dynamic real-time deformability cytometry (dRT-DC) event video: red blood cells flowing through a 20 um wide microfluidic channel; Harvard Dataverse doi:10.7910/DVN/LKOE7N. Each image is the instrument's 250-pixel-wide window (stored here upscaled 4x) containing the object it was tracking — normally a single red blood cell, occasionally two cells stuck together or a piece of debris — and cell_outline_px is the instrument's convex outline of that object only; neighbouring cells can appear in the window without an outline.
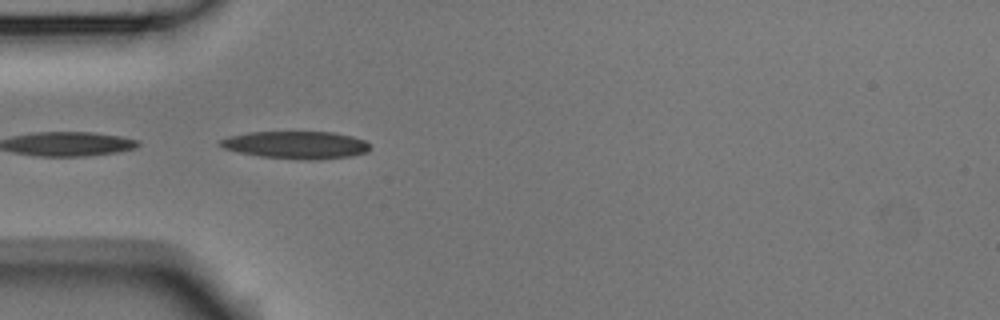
{"species": "Egyptian fruit bat (a non-hibernating species)", "species_latin": "Rousettus aegyptiacus", "temperature_condition": "room temperature", "stored_images_in_passage": 9, "camera_frame_rate_fps": 3000, "um_per_image_px": 0.085, "animal": {"sex": "male"}, "frame": {"image": 1, "passage_image": 6, "time_ms": 1.667, "image_size_px": [1000, 320], "cell_outline_px": [[368, 152], [352, 156], [316, 160], [308, 160], [260, 156], [240, 152], [224, 148], [216, 144], [220, 140], [228, 136], [248, 132], [332, 132], [352, 136], [364, 140], [368, 144]], "centroid_in_image_um": [25.15, 12.32], "position_along_channel_um": 59.8, "area_um2": 23.99}}